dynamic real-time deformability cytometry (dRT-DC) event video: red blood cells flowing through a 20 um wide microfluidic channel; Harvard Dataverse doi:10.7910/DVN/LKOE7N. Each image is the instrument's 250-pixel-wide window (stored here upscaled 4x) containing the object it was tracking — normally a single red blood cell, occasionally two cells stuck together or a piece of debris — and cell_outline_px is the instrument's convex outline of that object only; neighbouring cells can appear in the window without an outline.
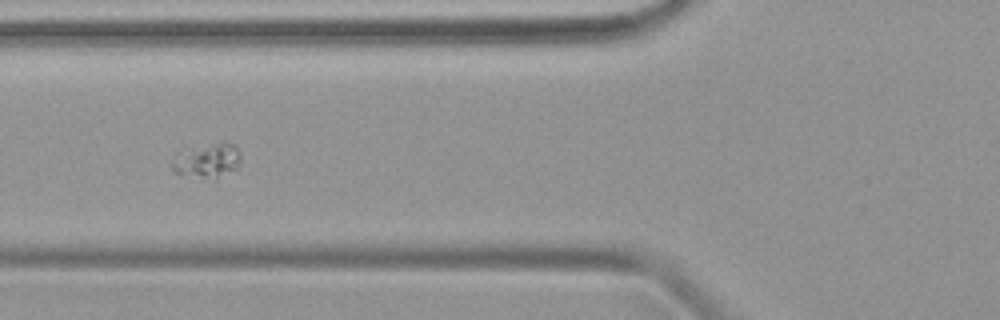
{"species": "common noctule bat (a hibernating species)", "species_latin": "Nyctalus noctula", "temperature_condition": "warm", "stored_images_in_passage": 51, "segment_of_instrument_passage": [2, 2], "camera_frame_rate_fps": 3000, "um_per_image_px": 0.085, "animal": {"sex": "female", "body_mass_g": 19.9}, "frame": {"image": 1, "passage_image": 20, "time_ms": 6.333, "image_size_px": [1000, 320], "cell_outline_px": [[240, 164], [236, 168], [216, 180], [200, 180], [172, 172], [172, 160], [176, 152], [192, 148], [220, 144], [236, 144], [240, 152]], "centroid_in_image_um": [17.58, 13.73], "position_along_channel_um": 108.2, "area_um2": 14.05}}
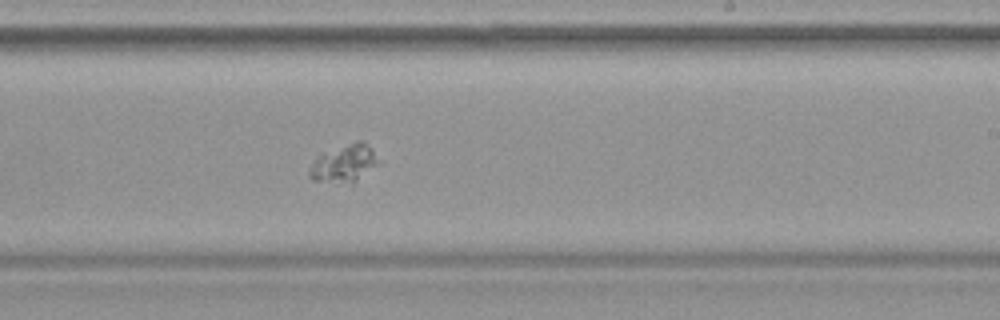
{"frame": {"image": 2, "passage_image": 31, "time_ms": 10.0, "image_size_px": [1000, 320], "cell_outline_px": [[384, 164], [352, 188], [312, 180], [308, 176], [308, 172], [312, 164], [320, 156], [356, 140], [364, 140], [372, 148]], "centroid_in_image_um": [29.41, 14.02], "position_along_channel_um": 259.6, "area_um2": 16.47}}
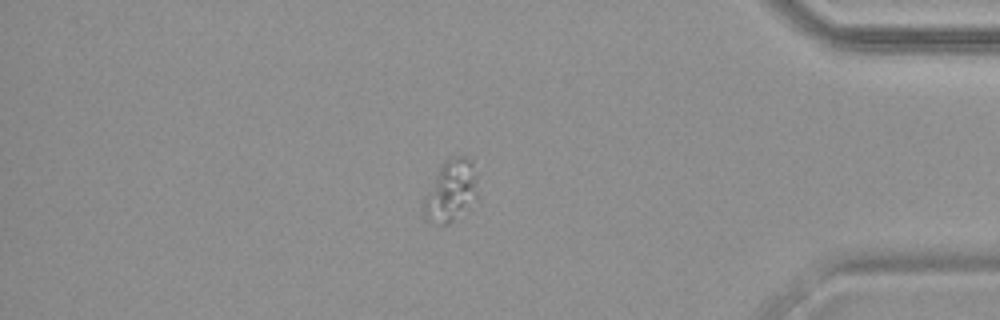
{"frame": {"image": 3, "passage_image": 43, "time_ms": 14.0, "image_size_px": [1000, 320], "cell_outline_px": [[480, 200], [448, 224], [428, 224], [424, 220], [424, 196], [440, 168], [448, 156], [464, 156], [472, 160], [480, 172]], "centroid_in_image_um": [38.44, 16.22], "position_along_channel_um": 396.8, "area_um2": 20.63}}